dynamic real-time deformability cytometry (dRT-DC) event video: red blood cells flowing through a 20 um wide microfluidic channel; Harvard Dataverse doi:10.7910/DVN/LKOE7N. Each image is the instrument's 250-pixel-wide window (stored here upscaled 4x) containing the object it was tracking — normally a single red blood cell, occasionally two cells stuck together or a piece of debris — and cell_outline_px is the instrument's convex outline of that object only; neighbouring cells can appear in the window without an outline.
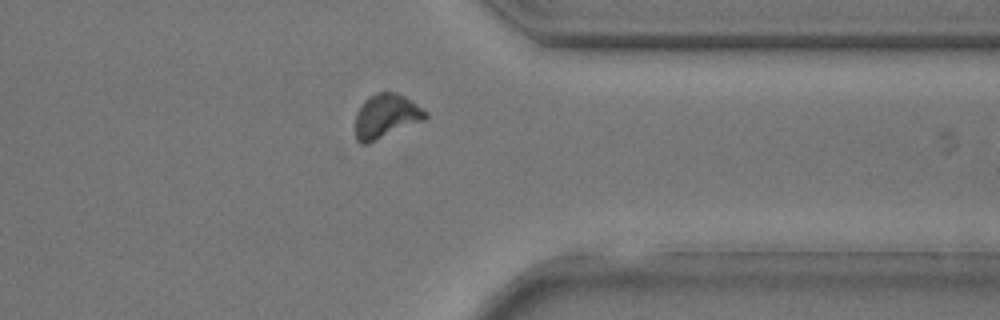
{"species": "common noctule bat (a hibernating species)", "species_latin": "Nyctalus noctula", "temperature_condition": "room temperature", "stored_images_in_passage": 23, "camera_frame_rate_fps": 3000, "um_per_image_px": 0.085, "animal": {"sex": "male", "body_mass_g": 17.9, "forearm_length_mm": 54.2}, "frame": {"image": 1, "passage_image": 20, "time_ms": 6.333, "image_size_px": [1000, 320], "cell_outline_px": [[428, 116], [424, 120], [368, 144], [360, 144], [356, 140], [356, 112], [360, 104], [364, 100], [376, 92], [396, 92], [404, 96], [428, 112]], "centroid_in_image_um": [32.79, 9.87], "position_along_channel_um": 378.6, "area_um2": 18.09}}